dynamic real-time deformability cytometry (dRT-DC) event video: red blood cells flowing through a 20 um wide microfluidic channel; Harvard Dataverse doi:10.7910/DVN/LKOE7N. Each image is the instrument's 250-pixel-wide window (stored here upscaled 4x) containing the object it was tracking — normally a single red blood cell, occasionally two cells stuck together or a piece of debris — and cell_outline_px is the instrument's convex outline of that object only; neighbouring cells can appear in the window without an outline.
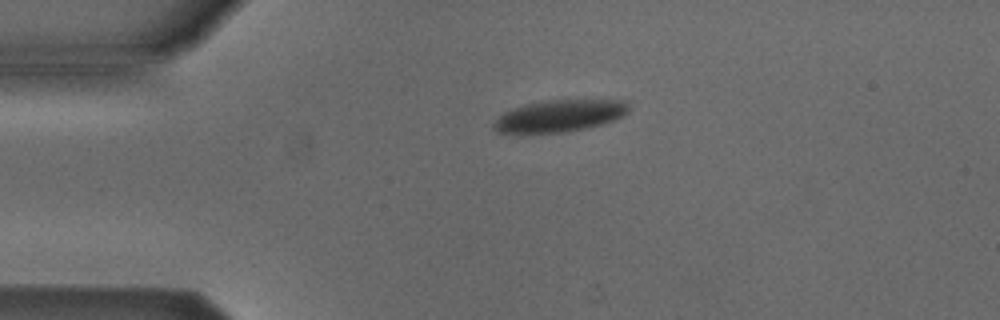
{"species": "Egyptian fruit bat (a non-hibernating species)", "species_latin": "Rousettus aegyptiacus", "temperature_condition": "cold", "stored_images_in_passage": 2, "camera_frame_rate_fps": 3000, "um_per_image_px": 0.085, "animal": {"sex": "male"}, "frame": {"image": 1, "passage_image": 1, "time_ms": 0.0, "image_size_px": [1000, 320], "cell_outline_px": [[628, 112], [624, 116], [600, 124], [584, 128], [564, 132], [496, 132], [492, 128], [492, 124], [504, 112], [524, 104], [544, 100], [628, 100]], "centroid_in_image_um": [47.57, 9.83], "position_along_channel_um": 37.4, "area_um2": 24.8}}